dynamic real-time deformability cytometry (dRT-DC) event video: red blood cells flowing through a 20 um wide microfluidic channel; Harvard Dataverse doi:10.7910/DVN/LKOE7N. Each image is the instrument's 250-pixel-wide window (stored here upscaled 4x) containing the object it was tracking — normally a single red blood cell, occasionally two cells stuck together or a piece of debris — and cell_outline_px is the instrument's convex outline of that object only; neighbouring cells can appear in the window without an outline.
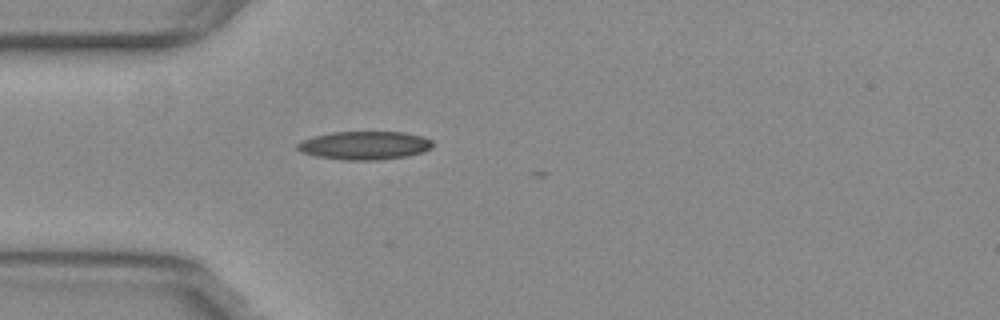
{"species": "common noctule bat (a hibernating species)", "species_latin": "Nyctalus noctula", "temperature_condition": "warm", "stored_images_in_passage": 3, "camera_frame_rate_fps": 3000, "um_per_image_px": 0.085, "animal": {"sex": "female", "body_mass_g": 29.2, "forearm_length_mm": 56.3}, "frame": {"image": 1, "passage_image": 1, "time_ms": 0.0, "image_size_px": [1000, 320], "cell_outline_px": [[432, 148], [424, 152], [408, 156], [376, 160], [344, 160], [316, 156], [304, 152], [296, 148], [296, 144], [312, 136], [332, 132], [404, 132], [424, 136], [432, 140]], "centroid_in_image_um": [31.03, 12.36], "position_along_channel_um": 54.0, "area_um2": 22.43}}